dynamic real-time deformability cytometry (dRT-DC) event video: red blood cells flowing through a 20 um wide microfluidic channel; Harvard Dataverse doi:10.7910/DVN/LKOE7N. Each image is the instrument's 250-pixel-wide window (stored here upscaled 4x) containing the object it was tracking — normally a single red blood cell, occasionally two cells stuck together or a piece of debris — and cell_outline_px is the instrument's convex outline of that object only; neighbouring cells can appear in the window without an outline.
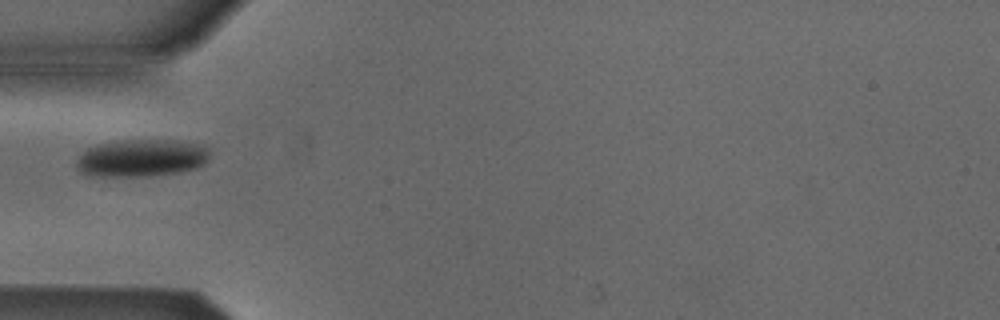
{"species": "Egyptian fruit bat (a non-hibernating species)", "species_latin": "Rousettus aegyptiacus", "temperature_condition": "cold", "stored_images_in_passage": 2, "camera_frame_rate_fps": 3000, "um_per_image_px": 0.085, "animal": {"sex": "male"}, "frame": {"image": 1, "passage_image": 1, "time_ms": 0.0, "image_size_px": [1000, 320], "cell_outline_px": [[212, 148], [208, 160], [204, 164], [196, 168], [180, 172], [148, 176], [88, 176], [80, 172], [76, 168], [76, 160], [88, 148], [96, 144], [116, 140], [176, 140], [204, 144]], "centroid_in_image_um": [12.07, 13.42], "position_along_channel_um": 72.9, "area_um2": 29.71}}
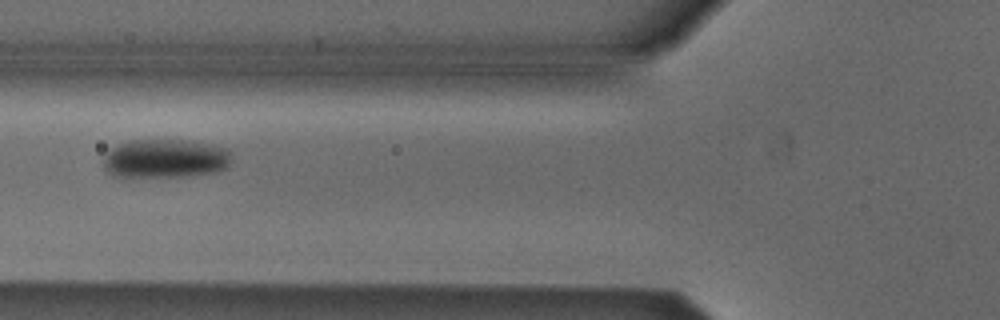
{"frame": {"image": 2, "passage_image": 2, "time_ms": 1.0, "image_size_px": [1000, 320], "cell_outline_px": [[232, 160], [228, 168], [216, 172], [184, 176], [132, 180], [112, 176], [104, 168], [104, 156], [112, 148], [120, 144], [132, 140], [188, 140], [228, 148], [232, 152]], "centroid_in_image_um": [14.04, 13.53], "position_along_channel_um": 111.8, "area_um2": 30.11}}